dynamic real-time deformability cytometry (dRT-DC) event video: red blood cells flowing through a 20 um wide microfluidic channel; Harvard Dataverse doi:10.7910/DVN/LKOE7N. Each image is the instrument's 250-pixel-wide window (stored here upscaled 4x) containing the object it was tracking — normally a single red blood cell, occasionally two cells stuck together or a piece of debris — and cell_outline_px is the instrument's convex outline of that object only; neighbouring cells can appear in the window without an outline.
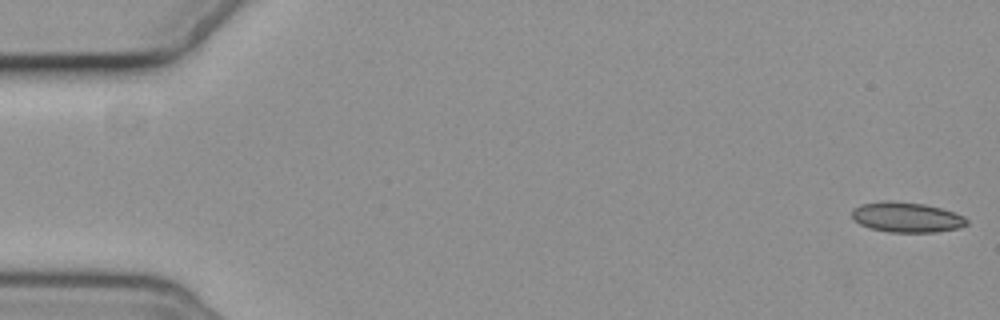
{"species": "common noctule bat (a hibernating species)", "species_latin": "Nyctalus noctula", "temperature_condition": "cold", "stored_images_in_passage": 2, "camera_frame_rate_fps": 3000, "um_per_image_px": 0.085, "animal": {"sex": "female", "body_mass_g": 19.3, "forearm_length_mm": 54.1}, "frame": {"image": 1, "passage_image": 1, "time_ms": 0.0, "image_size_px": [1000, 320], "cell_outline_px": [[968, 224], [956, 228], [936, 232], [888, 232], [872, 228], [860, 224], [852, 216], [852, 208], [860, 204], [884, 200], [892, 200], [924, 204], [940, 208], [964, 216], [968, 220]], "centroid_in_image_um": [77.04, 18.45], "position_along_channel_um": 8.0, "area_um2": 20.11}}